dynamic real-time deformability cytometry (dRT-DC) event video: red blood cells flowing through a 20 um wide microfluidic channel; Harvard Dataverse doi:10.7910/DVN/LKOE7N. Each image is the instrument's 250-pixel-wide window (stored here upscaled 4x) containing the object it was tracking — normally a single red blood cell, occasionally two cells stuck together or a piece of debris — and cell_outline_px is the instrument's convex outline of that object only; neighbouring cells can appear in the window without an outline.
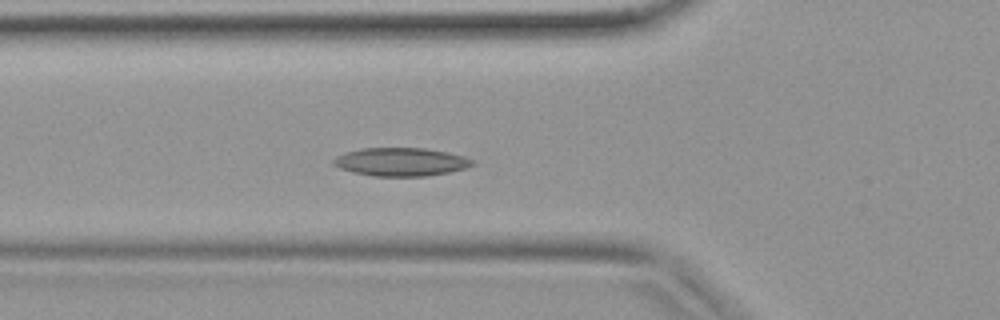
{"species": "common noctule bat (a hibernating species)", "species_latin": "Nyctalus noctula", "temperature_condition": "warm", "stored_images_in_passage": 26, "camera_frame_rate_fps": 3000, "um_per_image_px": 0.085, "animal": {"sex": "female", "body_mass_g": 19.9}, "frame": {"image": 1, "passage_image": 8, "time_ms": 2.333, "image_size_px": [1000, 320], "cell_outline_px": [[476, 164], [468, 168], [448, 172], [424, 176], [372, 176], [352, 172], [340, 168], [332, 164], [332, 160], [336, 156], [360, 148], [424, 148], [448, 152], [464, 156], [472, 160]], "centroid_in_image_um": [34.08, 13.76], "position_along_channel_um": 91.7, "area_um2": 22.95}}